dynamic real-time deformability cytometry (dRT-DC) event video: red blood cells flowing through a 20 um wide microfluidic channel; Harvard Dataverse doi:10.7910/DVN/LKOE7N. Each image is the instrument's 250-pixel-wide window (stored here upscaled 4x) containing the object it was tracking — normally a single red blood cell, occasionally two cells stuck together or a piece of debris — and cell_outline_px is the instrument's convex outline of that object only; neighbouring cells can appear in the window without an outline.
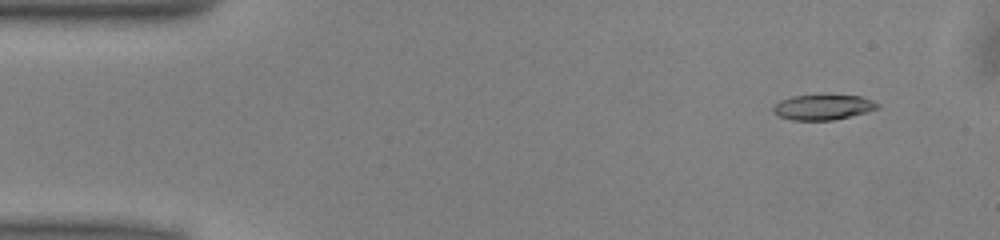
{"species": "common noctule bat (a hibernating species)", "species_latin": "Nyctalus noctula", "temperature_condition": "warm", "stored_images_in_passage": 50, "camera_frame_rate_fps": 3000, "um_per_image_px": 0.085, "animal": {"sex": "male", "body_mass_g": 13.0, "forearm_length_mm": 53.1}, "frame": {"image": 1, "passage_image": 4, "time_ms": 1.0, "image_size_px": [1000, 240], "cell_outline_px": [[880, 108], [868, 112], [832, 120], [792, 120], [776, 116], [772, 112], [772, 108], [780, 100], [792, 96], [828, 92], [860, 96], [872, 100], [880, 104]], "centroid_in_image_um": [69.96, 9.06], "position_along_channel_um": 15.0, "area_um2": 16.24}}
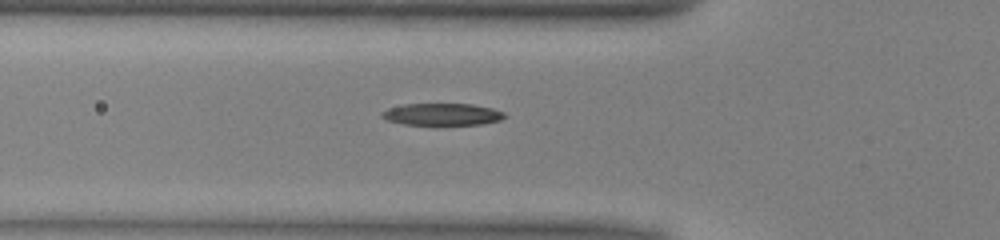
{"frame": {"image": 2, "passage_image": 17, "time_ms": 5.333, "image_size_px": [1000, 240], "cell_outline_px": [[508, 116], [500, 120], [480, 124], [404, 124], [388, 120], [380, 116], [380, 112], [388, 108], [404, 104], [472, 104], [492, 108], [504, 112]], "centroid_in_image_um": [37.59, 9.7], "position_along_channel_um": 88.2, "area_um2": 15.61}}
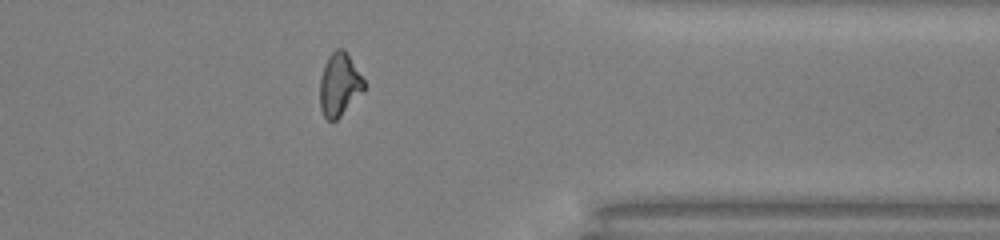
{"frame": {"image": 3, "passage_image": 40, "time_ms": 13.0, "image_size_px": [1000, 240], "cell_outline_px": [[364, 92], [336, 120], [328, 120], [324, 116], [320, 108], [320, 80], [324, 64], [328, 56], [336, 48], [344, 48], [364, 80]], "centroid_in_image_um": [28.84, 7.18], "position_along_channel_um": 382.6, "area_um2": 16.18}, "authors_computed_cell_mechanics": {"area_um2": 16.2996, "velocity_mm_per_s": 4.0357, "shape_relaxation_time_tau1_ms": 6.0536, "shape_relaxation_time_tau2_ms": 6.105, "deformation_change_tau1": 0.2285, "deformation_change_tau2": 0.1472}}